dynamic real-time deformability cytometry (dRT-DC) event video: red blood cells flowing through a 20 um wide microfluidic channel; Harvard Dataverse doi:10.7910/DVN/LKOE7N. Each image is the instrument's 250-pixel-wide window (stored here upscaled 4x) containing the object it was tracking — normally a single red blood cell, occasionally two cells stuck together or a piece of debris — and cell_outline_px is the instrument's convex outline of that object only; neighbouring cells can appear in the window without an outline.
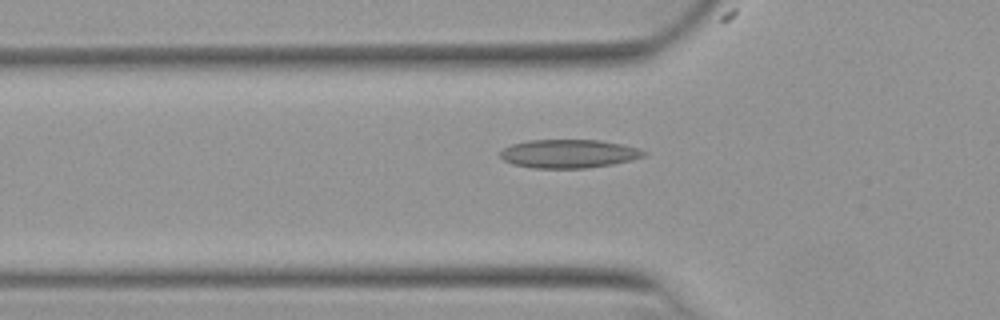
{"species": "Egyptian fruit bat (a non-hibernating species)", "species_latin": "Rousettus aegyptiacus", "temperature_condition": "warm", "stored_images_in_passage": 46, "camera_frame_rate_fps": 3000, "um_per_image_px": 0.085, "animal": {"sex": "female"}, "frame": {"image": 1, "passage_image": 17, "time_ms": 5.333, "image_size_px": [1000, 320], "cell_outline_px": [[648, 152], [644, 156], [632, 160], [612, 164], [584, 168], [532, 168], [512, 164], [504, 160], [500, 156], [500, 152], [504, 148], [512, 144], [528, 140], [600, 140], [624, 144], [640, 148]], "centroid_in_image_um": [48.37, 13.06], "position_along_channel_um": 77.4, "area_um2": 23.99}}
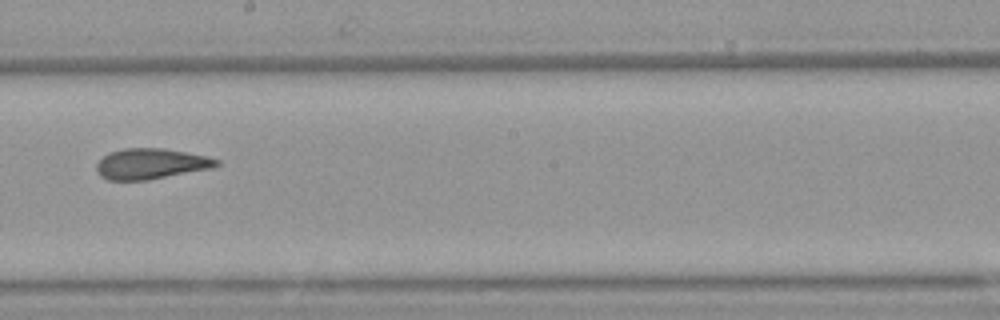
{"frame": {"image": 2, "passage_image": 29, "time_ms": 9.333, "image_size_px": [1000, 320], "cell_outline_px": [[220, 164], [212, 168], [148, 180], [108, 180], [100, 176], [96, 168], [96, 164], [108, 152], [124, 148], [164, 148], [208, 156], [220, 160]], "centroid_in_image_um": [12.83, 13.92], "position_along_channel_um": 235.4, "area_um2": 21.5}}
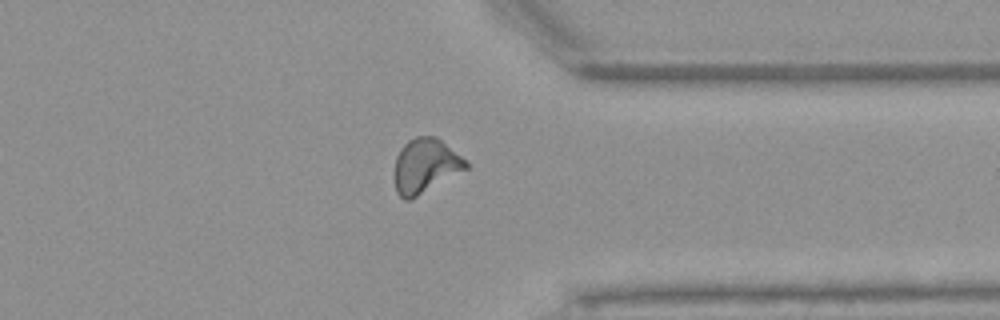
{"frame": {"image": 3, "passage_image": 40, "time_ms": 13.0, "image_size_px": [1000, 320], "cell_outline_px": [[468, 168], [412, 200], [404, 200], [396, 192], [392, 176], [396, 156], [400, 148], [408, 140], [416, 136], [436, 136], [460, 156], [468, 164]], "centroid_in_image_um": [36.08, 14.12], "position_along_channel_um": 375.3, "area_um2": 22.95}}